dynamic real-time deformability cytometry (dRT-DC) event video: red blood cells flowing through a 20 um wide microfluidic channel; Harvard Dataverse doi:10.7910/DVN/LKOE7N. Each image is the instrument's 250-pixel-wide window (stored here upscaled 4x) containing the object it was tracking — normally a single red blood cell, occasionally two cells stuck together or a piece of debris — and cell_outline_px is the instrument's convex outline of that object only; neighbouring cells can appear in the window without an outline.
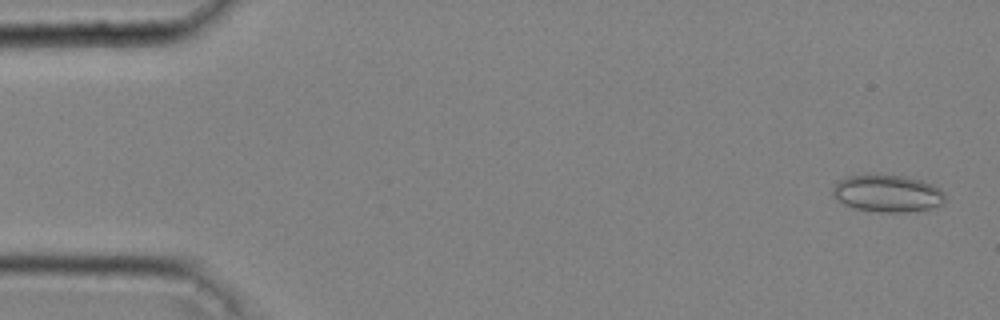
{"species": "common noctule bat (a hibernating species)", "species_latin": "Nyctalus noctula", "temperature_condition": "cold", "stored_images_in_passage": 10, "camera_frame_rate_fps": 3000, "um_per_image_px": 0.085, "animal": {"sex": "male", "body_mass_g": 20.4}, "frame": {"image": 1, "passage_image": 2, "time_ms": 0.333, "image_size_px": [1000, 320], "cell_outline_px": [[944, 204], [932, 208], [908, 212], [876, 212], [856, 208], [844, 204], [836, 200], [832, 196], [832, 188], [840, 180], [848, 176], [868, 172], [904, 176], [924, 180], [940, 188], [944, 192]], "centroid_in_image_um": [75.43, 16.41], "position_along_channel_um": 9.6, "area_um2": 25.09}}